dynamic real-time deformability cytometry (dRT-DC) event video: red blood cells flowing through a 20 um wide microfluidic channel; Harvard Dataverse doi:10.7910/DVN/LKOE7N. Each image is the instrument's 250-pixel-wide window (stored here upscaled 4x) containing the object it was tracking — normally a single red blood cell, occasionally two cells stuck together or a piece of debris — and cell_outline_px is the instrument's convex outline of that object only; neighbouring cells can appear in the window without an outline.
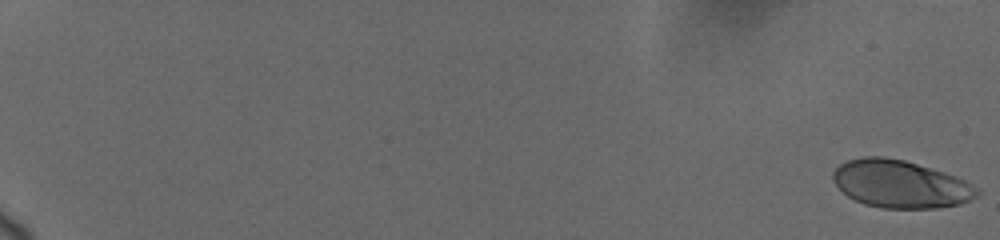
{"species": "human", "species_latin": "Homo sapiens", "temperature_condition": "cold", "stored_images_in_passage": 38, "camera_frame_rate_fps": 3000, "um_per_image_px": 0.085, "donor": {"sex": "female"}, "frame": {"image": 1, "passage_image": 1, "time_ms": 0.0, "image_size_px": [1000, 240], "cell_outline_px": [[980, 192], [976, 196], [960, 204], [936, 208], [880, 208], [864, 204], [848, 196], [832, 180], [832, 172], [840, 164], [848, 160], [864, 156], [884, 156], [904, 160], [944, 172], [964, 180], [980, 188]], "centroid_in_image_um": [76.53, 15.64], "position_along_channel_um": 8.5, "area_um2": 39.88}}
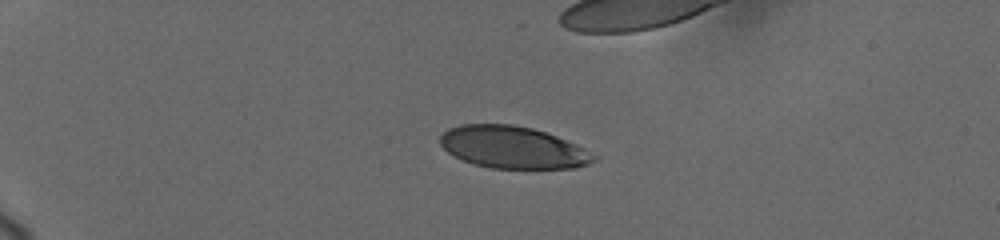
{"frame": {"image": 2, "passage_image": 19, "time_ms": 5.333, "image_size_px": [1000, 240], "cell_outline_px": [[600, 156], [596, 160], [588, 164], [572, 168], [492, 168], [472, 164], [448, 152], [440, 144], [440, 136], [448, 128], [460, 124], [512, 124], [532, 128], [556, 136], [576, 144]], "centroid_in_image_um": [43.61, 12.52], "position_along_channel_um": 41.4, "area_um2": 37.69}}
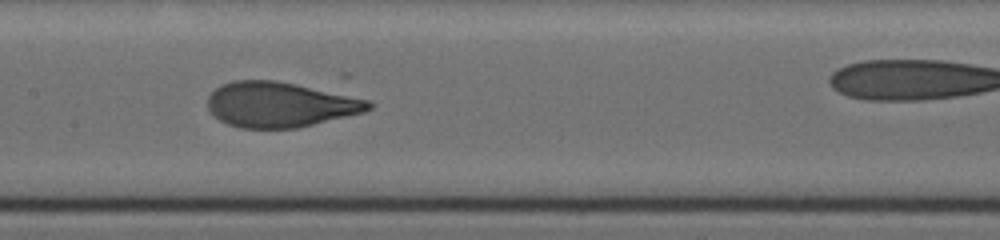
{"frame": {"image": 3, "passage_image": 34, "time_ms": 11.0, "image_size_px": [1000, 240], "cell_outline_px": [[372, 108], [364, 112], [296, 128], [240, 128], [228, 124], [220, 120], [208, 108], [208, 96], [216, 88], [232, 80], [276, 80], [296, 84], [368, 100], [372, 104]], "centroid_in_image_um": [23.77, 8.89], "position_along_channel_um": 183.6, "area_um2": 41.85}}